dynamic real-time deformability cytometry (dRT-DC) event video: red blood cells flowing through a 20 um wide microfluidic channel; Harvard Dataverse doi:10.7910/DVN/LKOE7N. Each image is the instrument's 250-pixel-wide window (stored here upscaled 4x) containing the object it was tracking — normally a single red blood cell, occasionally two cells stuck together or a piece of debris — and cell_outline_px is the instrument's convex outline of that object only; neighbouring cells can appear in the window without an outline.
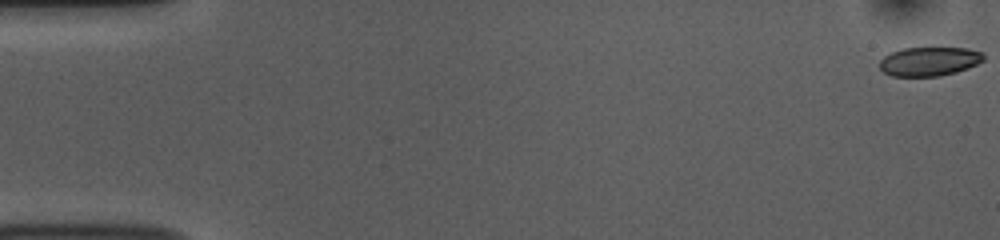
{"species": "common noctule bat (a hibernating species)", "species_latin": "Nyctalus noctula", "temperature_condition": "room temperature", "stored_images_in_passage": 54, "camera_frame_rate_fps": 3000, "um_per_image_px": 0.085, "animal": {"sex": "female", "body_mass_g": 10.0, "forearm_length_mm": 53.1}, "frame": {"image": 1, "passage_image": 1, "time_ms": 0.0, "image_size_px": [1000, 240], "cell_outline_px": [[984, 60], [968, 68], [956, 72], [940, 76], [892, 76], [884, 72], [880, 68], [880, 60], [884, 56], [892, 52], [904, 48], [968, 48], [980, 52], [984, 56]], "centroid_in_image_um": [78.98, 5.22], "position_along_channel_um": 6.0, "area_um2": 17.46}}
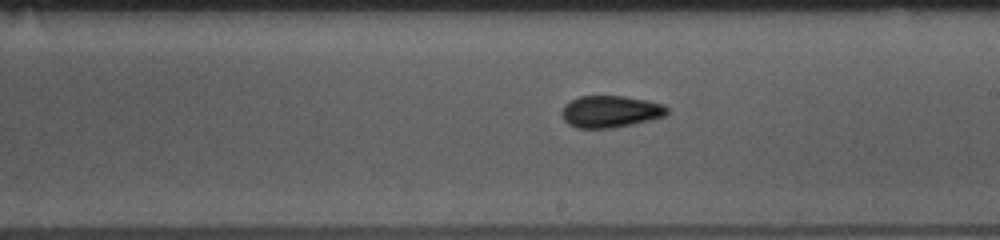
{"frame": {"image": 2, "passage_image": 31, "time_ms": 10.0, "image_size_px": [1000, 240], "cell_outline_px": [[668, 112], [664, 116], [652, 120], [612, 128], [576, 128], [568, 124], [564, 120], [560, 112], [564, 104], [580, 96], [624, 96], [648, 100], [664, 104], [668, 108]], "centroid_in_image_um": [51.88, 9.48], "position_along_channel_um": 237.1, "area_um2": 19.77}}
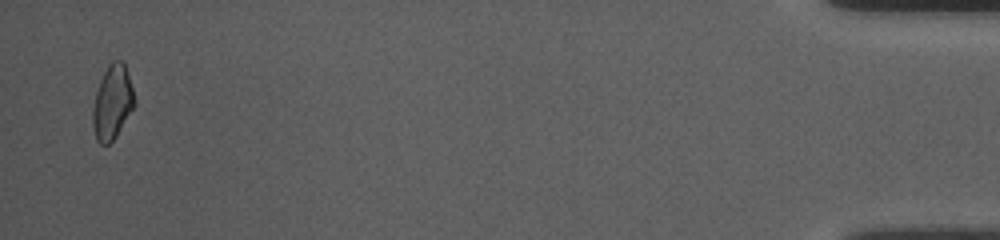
{"frame": {"image": 3, "passage_image": 53, "time_ms": 17.333, "image_size_px": [1000, 240], "cell_outline_px": [[136, 104], [116, 136], [108, 144], [100, 144], [96, 140], [92, 128], [92, 112], [96, 92], [100, 80], [108, 64], [112, 60], [124, 60], [136, 100]], "centroid_in_image_um": [9.55, 8.68], "position_along_channel_um": 425.6, "area_um2": 18.21}, "authors_computed_cell_mechanics": {"area_um2": 18.9584, "velocity_mm_per_s": 3.7488, "shape_relaxation_time_tau1_ms": 9.3173, "shape_relaxation_time_tau2_ms": 2.8117, "deformation_change_tau1": 0.1556, "deformation_change_tau2": 0.0772}}